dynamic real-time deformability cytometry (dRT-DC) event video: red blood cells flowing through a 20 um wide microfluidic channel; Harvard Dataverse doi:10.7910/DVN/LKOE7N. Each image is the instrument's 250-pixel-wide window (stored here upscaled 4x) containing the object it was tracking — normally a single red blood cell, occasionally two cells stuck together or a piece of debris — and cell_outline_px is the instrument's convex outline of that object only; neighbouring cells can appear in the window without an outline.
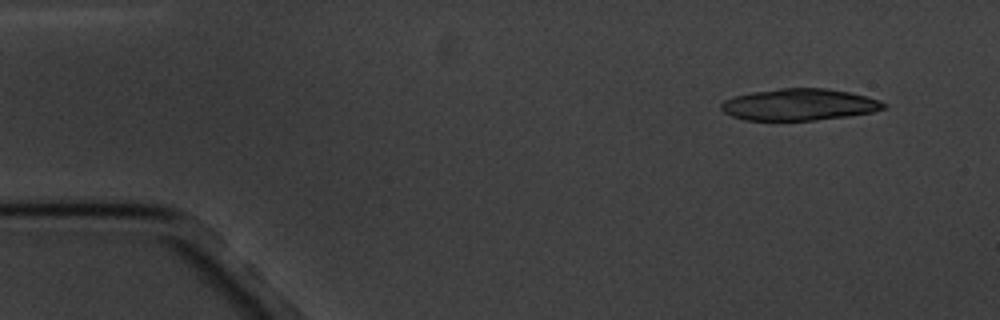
{"species": "common noctule bat (a hibernating species)", "species_latin": "Nyctalus noctula", "temperature_condition": "cold", "stored_images_in_passage": 4, "camera_frame_rate_fps": 3000, "um_per_image_px": 0.085, "animal": {"sex": "male", "body_mass_g": 20.1, "forearm_length_mm": 53.5}, "frame": {"image": 1, "passage_image": 1, "time_ms": 0.0, "image_size_px": [1000, 320], "cell_outline_px": [[888, 108], [872, 112], [848, 116], [816, 120], [744, 120], [732, 116], [724, 112], [720, 108], [720, 104], [724, 100], [736, 96], [752, 92], [780, 88], [828, 88], [848, 92], [880, 100], [888, 104]], "centroid_in_image_um": [67.96, 8.89], "position_along_channel_um": 17.0, "area_um2": 30.06}}
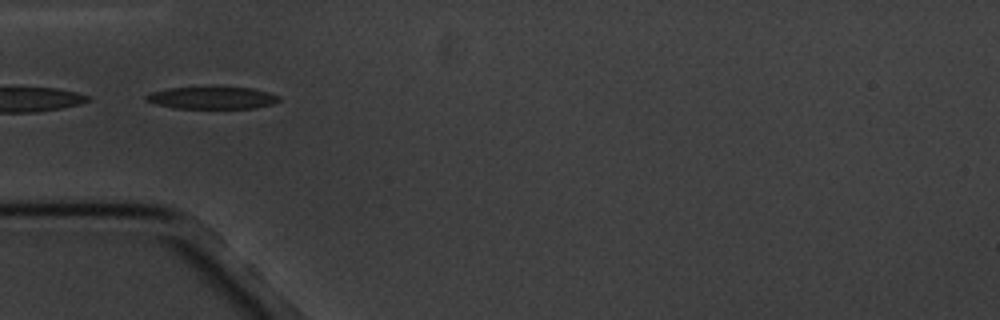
{"frame": {"image": 2, "passage_image": 4, "time_ms": 4.333, "image_size_px": [1000, 320], "cell_outline_px": [[280, 100], [272, 104], [256, 108], [172, 108], [156, 104], [144, 100], [144, 96], [152, 92], [168, 88], [252, 88], [268, 92], [280, 96]], "centroid_in_image_um": [18.02, 8.33], "position_along_channel_um": 67.0, "area_um2": 16.99}}